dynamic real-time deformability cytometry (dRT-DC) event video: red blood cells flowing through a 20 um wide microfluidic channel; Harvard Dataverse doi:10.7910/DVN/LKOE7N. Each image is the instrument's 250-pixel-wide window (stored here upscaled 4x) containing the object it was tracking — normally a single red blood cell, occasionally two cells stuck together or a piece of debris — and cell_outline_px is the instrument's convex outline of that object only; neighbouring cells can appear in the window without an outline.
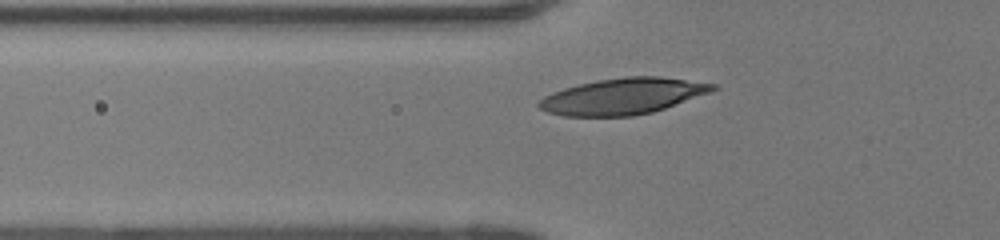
{"species": "human", "species_latin": "Homo sapiens", "temperature_condition": "room temperature", "stored_images_in_passage": 34, "camera_frame_rate_fps": 3000, "um_per_image_px": 0.085, "donor": {"sex": "female"}, "frame": {"image": 1, "passage_image": 4, "time_ms": 1.0, "image_size_px": [1000, 240], "cell_outline_px": [[720, 88], [712, 92], [652, 112], [632, 116], [564, 116], [548, 112], [540, 108], [536, 104], [544, 96], [552, 92], [564, 88], [596, 80], [624, 76], [660, 76], [716, 84]], "centroid_in_image_um": [52.96, 8.17], "position_along_channel_um": 72.8, "area_um2": 36.65}}
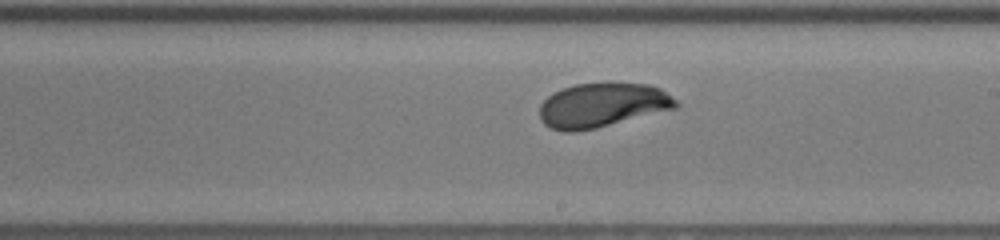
{"frame": {"image": 2, "passage_image": 16, "time_ms": 5.0, "image_size_px": [1000, 240], "cell_outline_px": [[680, 104], [676, 108], [596, 128], [576, 132], [564, 132], [552, 128], [544, 124], [540, 120], [540, 104], [548, 96], [564, 88], [576, 84], [648, 84], [660, 88], [676, 100]], "centroid_in_image_um": [51.18, 8.96], "position_along_channel_um": 237.8, "area_um2": 34.74}}
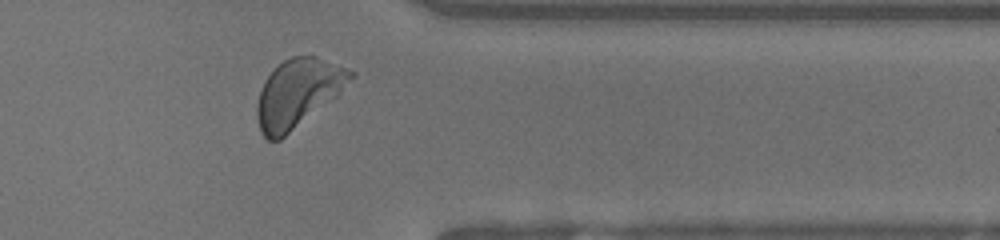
{"frame": {"image": 3, "passage_image": 27, "time_ms": 8.667, "image_size_px": [1000, 240], "cell_outline_px": [[356, 76], [336, 96], [280, 140], [268, 140], [260, 132], [256, 116], [256, 108], [260, 92], [264, 80], [284, 60], [292, 56], [316, 56], [356, 72]], "centroid_in_image_um": [25.32, 7.92], "position_along_channel_um": 386.1, "area_um2": 36.7}}